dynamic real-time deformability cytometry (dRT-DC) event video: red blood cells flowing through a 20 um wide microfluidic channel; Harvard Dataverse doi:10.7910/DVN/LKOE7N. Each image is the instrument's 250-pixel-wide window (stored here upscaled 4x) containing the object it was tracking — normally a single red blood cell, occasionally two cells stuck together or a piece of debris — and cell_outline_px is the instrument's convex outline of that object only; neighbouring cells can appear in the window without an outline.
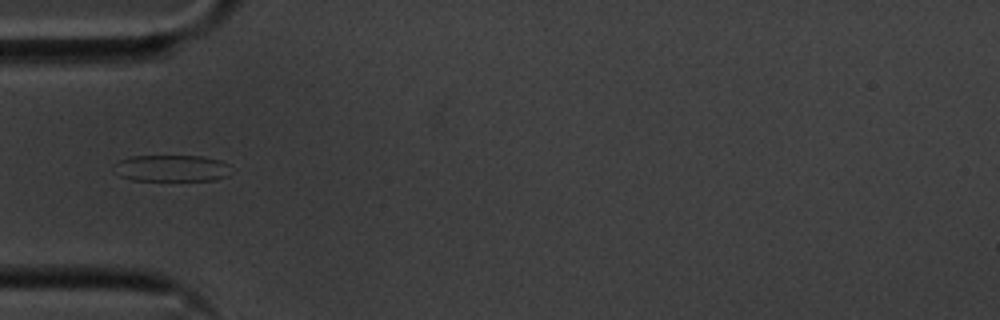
{"species": "common noctule bat (a hibernating species)", "species_latin": "Nyctalus noctula", "temperature_condition": "cold", "stored_images_in_passage": 38, "camera_frame_rate_fps": 3000, "um_per_image_px": 0.085, "animal": {"sex": "male", "body_mass_g": 20.1, "forearm_length_mm": 53.5}, "frame": {"image": 1, "passage_image": 1, "time_ms": 0.0, "image_size_px": [1000, 320], "cell_outline_px": [[228, 176], [216, 180], [132, 180], [120, 176], [112, 164], [120, 160], [132, 156], [204, 156], [220, 160], [228, 164]], "centroid_in_image_um": [14.58, 14.29], "position_along_channel_um": 70.4, "area_um2": 18.09}}
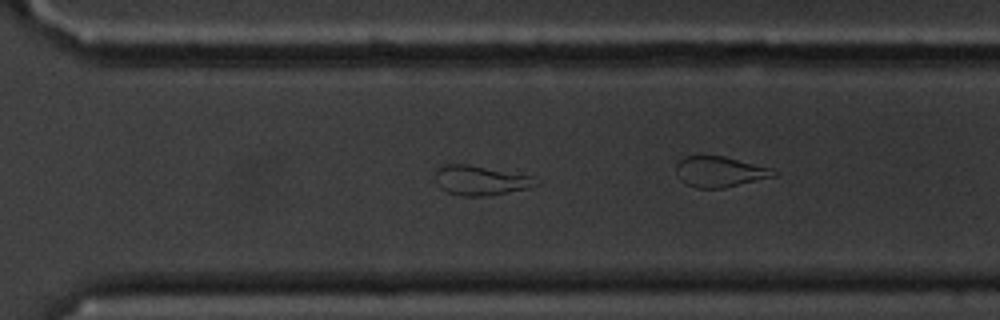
{"frame": {"image": 2, "passage_image": 21, "time_ms": 6.667, "image_size_px": [1000, 320], "cell_outline_px": [[540, 184], [528, 188], [488, 196], [460, 196], [448, 192], [440, 188], [436, 172], [436, 168], [444, 164], [468, 164], [532, 176], [540, 180]], "centroid_in_image_um": [40.88, 15.33], "position_along_channel_um": 329.7, "area_um2": 17.34}}
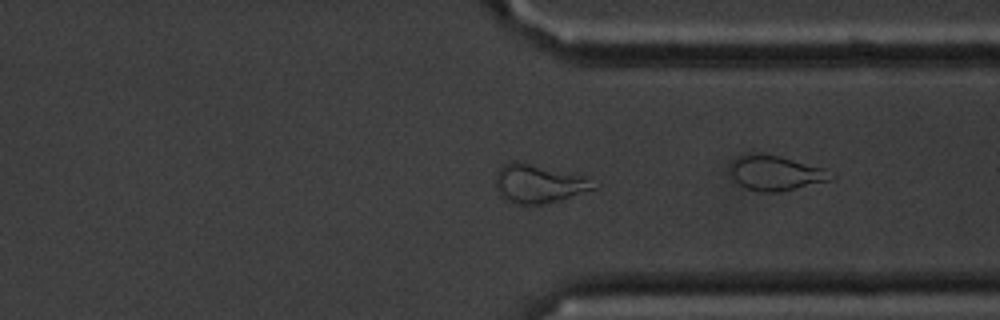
{"frame": {"image": 3, "passage_image": 24, "time_ms": 7.667, "image_size_px": [1000, 320], "cell_outline_px": [[600, 184], [596, 188], [560, 200], [540, 204], [516, 204], [504, 200], [500, 196], [496, 188], [496, 172], [504, 164], [512, 160], [520, 160], [584, 176]], "centroid_in_image_um": [45.77, 15.59], "position_along_channel_um": 365.6, "area_um2": 22.37}, "authors_computed_cell_mechanics": {"area_um2": 17.3111, "velocity_mm_per_s": 3.573, "shape_relaxation_time_tau1_ms": 7.3638, "shape_relaxation_time_tau2_ms": 4.0245, "deformation_change_tau1": 0.1785, "deformation_change_tau2": 0.1281}}